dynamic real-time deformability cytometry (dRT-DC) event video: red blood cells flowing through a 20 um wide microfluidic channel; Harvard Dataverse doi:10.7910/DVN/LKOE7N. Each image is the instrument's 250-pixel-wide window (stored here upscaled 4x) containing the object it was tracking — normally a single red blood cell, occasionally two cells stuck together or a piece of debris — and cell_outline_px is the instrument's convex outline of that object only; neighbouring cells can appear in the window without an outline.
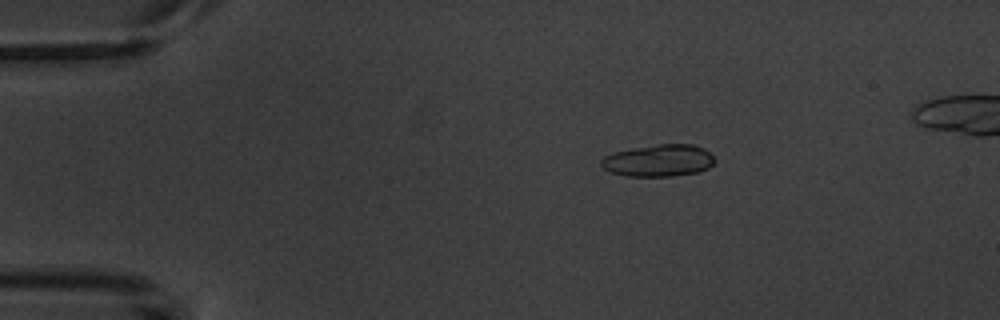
{"species": "common noctule bat (a hibernating species)", "species_latin": "Nyctalus noctula", "temperature_condition": "warm", "stored_images_in_passage": 6, "camera_frame_rate_fps": 3000, "um_per_image_px": 0.085, "animal": {"sex": "male", "body_mass_g": 20.1, "forearm_length_mm": 53.5}, "frame": {"image": 1, "passage_image": 3, "time_ms": 2.667, "image_size_px": [1000, 320], "cell_outline_px": [[716, 160], [708, 168], [700, 172], [672, 176], [628, 176], [612, 172], [604, 168], [600, 164], [600, 160], [604, 156], [612, 152], [656, 144], [692, 144], [704, 148]], "centroid_in_image_um": [55.99, 13.64], "position_along_channel_um": 29.0, "area_um2": 21.21}}